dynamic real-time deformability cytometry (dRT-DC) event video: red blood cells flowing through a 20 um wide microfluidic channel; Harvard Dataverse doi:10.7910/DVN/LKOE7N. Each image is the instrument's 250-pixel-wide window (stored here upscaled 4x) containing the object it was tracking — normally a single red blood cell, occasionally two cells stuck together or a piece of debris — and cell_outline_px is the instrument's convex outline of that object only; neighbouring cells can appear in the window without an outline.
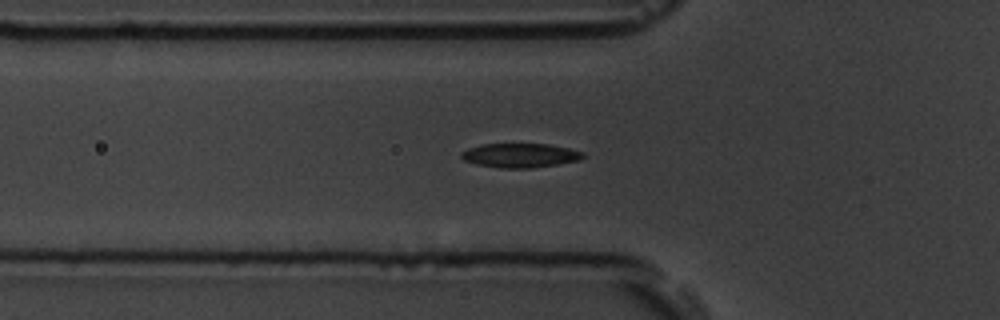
{"species": "common noctule bat (a hibernating species)", "species_latin": "Nyctalus noctula", "temperature_condition": "room temperature", "stored_images_in_passage": 39, "camera_frame_rate_fps": 3000, "um_per_image_px": 0.085, "animal": {"sex": "male", "body_mass_g": 19.5, "forearm_length_mm": 54.6}, "frame": {"image": 1, "passage_image": 2, "time_ms": 0.333, "image_size_px": [1000, 320], "cell_outline_px": [[584, 156], [580, 160], [532, 168], [500, 168], [476, 164], [464, 160], [460, 156], [460, 152], [468, 148], [484, 144], [548, 144], [568, 148], [584, 152]], "centroid_in_image_um": [44.19, 13.21], "position_along_channel_um": 81.6, "area_um2": 17.11}}
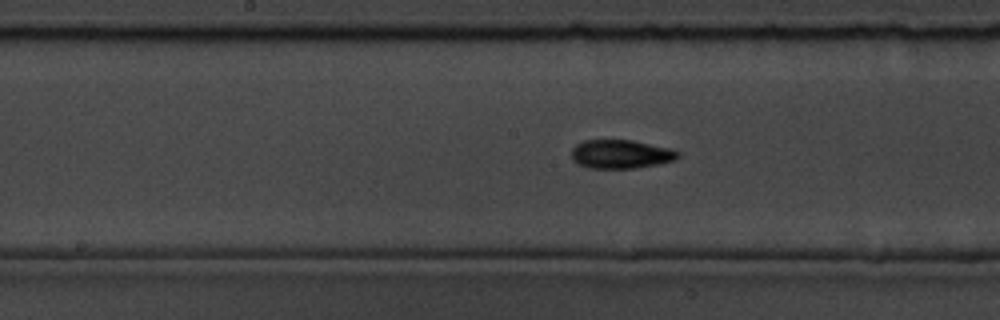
{"frame": {"image": 2, "passage_image": 11, "time_ms": 3.333, "image_size_px": [1000, 320], "cell_outline_px": [[680, 156], [676, 160], [660, 164], [636, 168], [588, 168], [572, 160], [572, 148], [576, 144], [584, 140], [632, 140], [672, 148], [680, 152]], "centroid_in_image_um": [52.82, 13.1], "position_along_channel_um": 195.4, "area_um2": 18.03}}
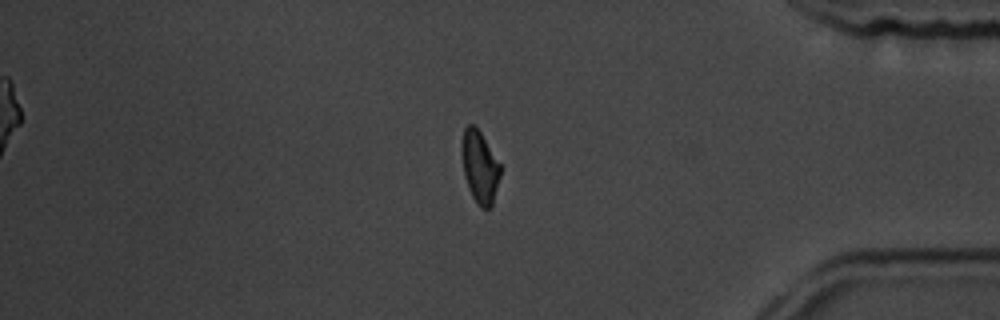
{"frame": {"image": 3, "passage_image": 29, "time_ms": 9.333, "image_size_px": [1000, 320], "cell_outline_px": [[500, 176], [492, 204], [488, 208], [480, 208], [476, 204], [468, 188], [464, 176], [460, 152], [460, 144], [464, 128], [468, 124], [472, 124], [480, 132], [500, 164]], "centroid_in_image_um": [40.73, 14.18], "position_along_channel_um": 394.5, "area_um2": 16.3}, "authors_computed_cell_mechanics": {"area_um2": 16.9354, "velocity_mm_per_s": 3.7867, "shape_relaxation_time_tau1_ms": 4.2196, "shape_relaxation_time_tau2_ms": 5.7449, "deformation_change_tau1": 0.1446, "deformation_change_tau2": 0.105}}